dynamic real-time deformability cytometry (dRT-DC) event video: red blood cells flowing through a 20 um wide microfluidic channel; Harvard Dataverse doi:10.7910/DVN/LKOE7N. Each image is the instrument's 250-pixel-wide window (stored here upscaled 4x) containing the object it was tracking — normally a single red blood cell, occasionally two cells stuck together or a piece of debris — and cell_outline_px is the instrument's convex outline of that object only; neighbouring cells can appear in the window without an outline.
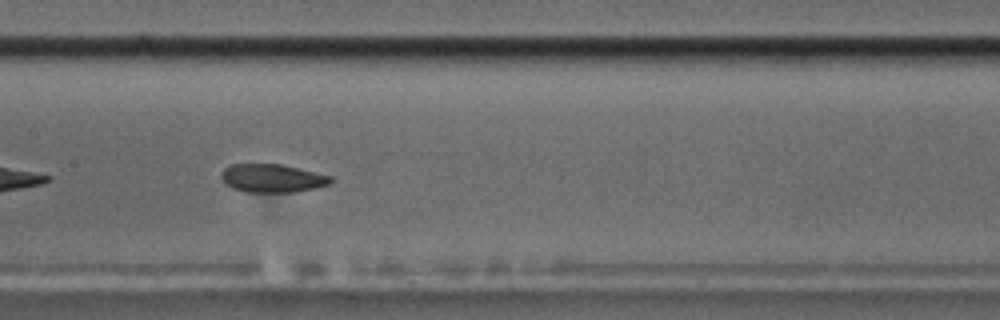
{"species": "common noctule bat (a hibernating species)", "species_latin": "Nyctalus noctula", "temperature_condition": "cold", "stored_images_in_passage": 40, "segment_of_instrument_passage": [1, 2], "camera_frame_rate_fps": 3000, "um_per_image_px": 0.085, "animal": {"sex": "male", "body_mass_g": 17.5, "forearm_length_mm": 52.3}, "frame": {"image": 1, "passage_image": 12, "time_ms": 3.667, "image_size_px": [1000, 320], "cell_outline_px": [[332, 180], [328, 184], [316, 188], [292, 192], [248, 192], [232, 188], [220, 176], [220, 172], [224, 168], [232, 164], [284, 164], [332, 176]], "centroid_in_image_um": [23.15, 15.14], "position_along_channel_um": 184.3, "area_um2": 18.03}}